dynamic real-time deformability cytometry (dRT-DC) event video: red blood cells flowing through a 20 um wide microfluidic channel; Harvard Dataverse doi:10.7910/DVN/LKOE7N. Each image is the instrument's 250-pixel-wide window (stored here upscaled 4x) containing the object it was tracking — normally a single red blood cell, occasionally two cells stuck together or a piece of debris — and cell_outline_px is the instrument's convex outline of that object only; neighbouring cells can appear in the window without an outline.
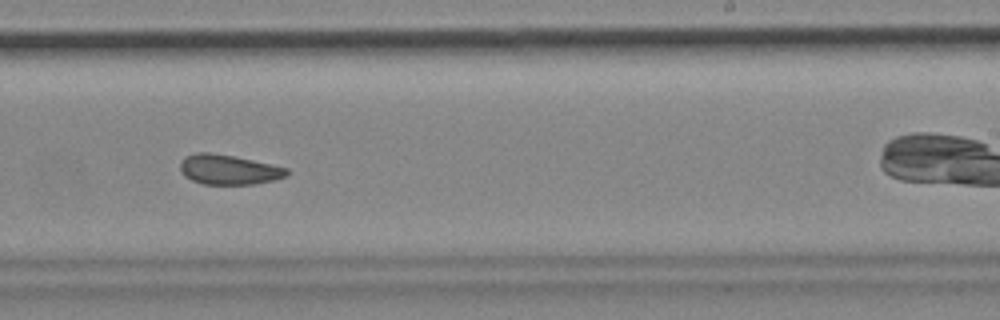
{"species": "common noctule bat (a hibernating species)", "species_latin": "Nyctalus noctula", "temperature_condition": "cold", "stored_images_in_passage": 10, "camera_frame_rate_fps": 3000, "um_per_image_px": 0.085, "animal": {"sex": "female", "body_mass_g": 18.4}, "frame": {"image": 1, "passage_image": 9, "time_ms": 2.667, "image_size_px": [1000, 320], "cell_outline_px": [[288, 176], [256, 184], [204, 184], [192, 180], [184, 176], [180, 168], [180, 164], [184, 156], [196, 152], [208, 152], [232, 156], [252, 160], [288, 168]], "centroid_in_image_um": [19.42, 14.42], "position_along_channel_um": 269.6, "area_um2": 18.44}}